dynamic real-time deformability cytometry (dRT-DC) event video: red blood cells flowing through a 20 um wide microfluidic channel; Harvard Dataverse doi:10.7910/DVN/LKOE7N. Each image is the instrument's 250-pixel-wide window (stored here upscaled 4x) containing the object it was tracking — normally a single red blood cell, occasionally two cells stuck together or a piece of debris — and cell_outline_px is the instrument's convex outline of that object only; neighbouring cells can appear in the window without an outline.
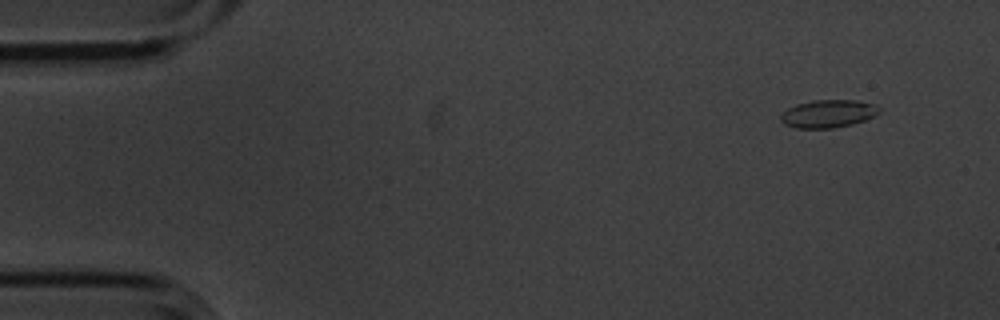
{"species": "common noctule bat (a hibernating species)", "species_latin": "Nyctalus noctula", "temperature_condition": "cold", "stored_images_in_passage": 5, "camera_frame_rate_fps": 3000, "um_per_image_px": 0.085, "animal": {"sex": "male", "body_mass_g": 20.1, "forearm_length_mm": 53.5}, "frame": {"image": 1, "passage_image": 2, "time_ms": 0.333, "image_size_px": [1000, 320], "cell_outline_px": [[880, 112], [864, 120], [852, 124], [832, 128], [796, 128], [784, 124], [780, 120], [780, 116], [788, 108], [796, 104], [812, 100], [856, 100], [872, 104], [880, 108]], "centroid_in_image_um": [70.36, 9.66], "position_along_channel_um": 14.6, "area_um2": 15.84}}
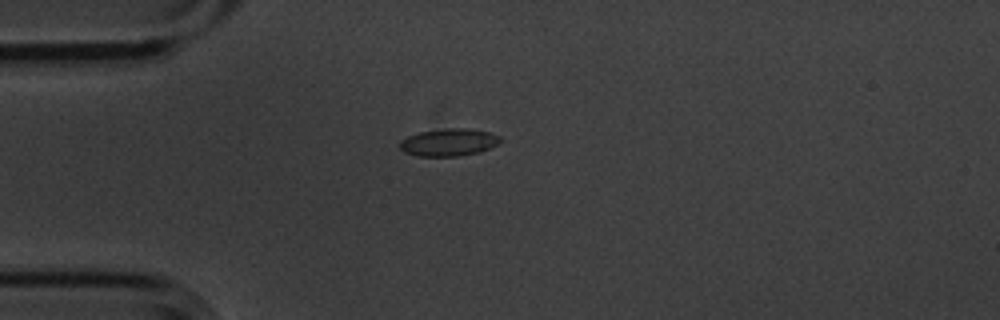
{"frame": {"image": 2, "passage_image": 5, "time_ms": 1.333, "image_size_px": [1000, 320], "cell_outline_px": [[504, 140], [480, 152], [456, 156], [416, 156], [404, 152], [400, 148], [400, 140], [408, 136], [420, 132], [444, 128], [468, 128], [492, 132], [500, 136]], "centroid_in_image_um": [38.16, 12.09], "position_along_channel_um": 46.8, "area_um2": 16.18}}